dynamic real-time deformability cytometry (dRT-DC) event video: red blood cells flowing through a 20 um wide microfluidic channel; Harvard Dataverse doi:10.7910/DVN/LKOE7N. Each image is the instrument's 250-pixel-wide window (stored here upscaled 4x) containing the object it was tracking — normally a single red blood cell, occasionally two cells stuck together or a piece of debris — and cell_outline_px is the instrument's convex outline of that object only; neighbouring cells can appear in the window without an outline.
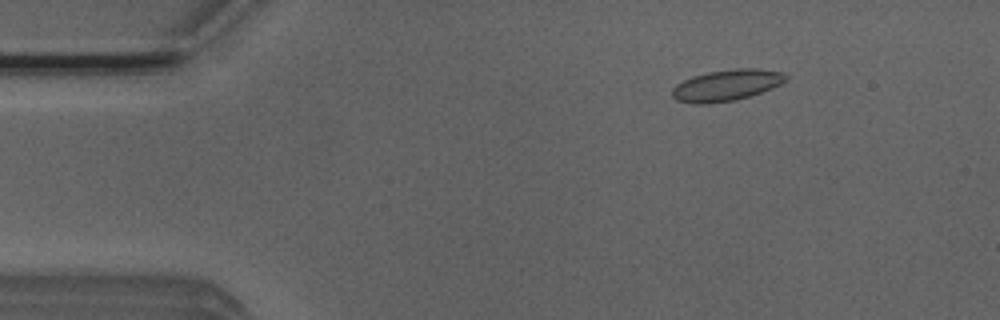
{"species": "Egyptian fruit bat (a non-hibernating species)", "species_latin": "Rousettus aegyptiacus", "temperature_condition": "room temperature", "stored_images_in_passage": 39, "camera_frame_rate_fps": 3000, "um_per_image_px": 0.085, "animal": {"sex": "male"}, "frame": {"image": 1, "passage_image": 1, "time_ms": 0.0, "image_size_px": [1000, 320], "cell_outline_px": [[788, 80], [772, 88], [736, 100], [708, 104], [692, 104], [676, 100], [672, 96], [672, 88], [676, 84], [692, 76], [708, 72], [736, 68], [756, 68], [784, 72], [788, 76]], "centroid_in_image_um": [61.75, 7.24], "position_along_channel_um": 23.2, "area_um2": 20.87}}
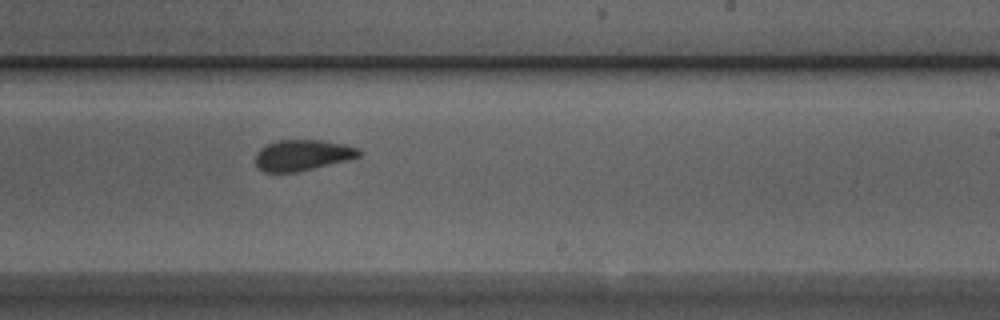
{"frame": {"image": 2, "passage_image": 25, "time_ms": 8.0, "image_size_px": [1000, 320], "cell_outline_px": [[364, 152], [360, 156], [348, 160], [296, 172], [264, 172], [256, 168], [256, 152], [260, 148], [268, 144], [280, 140], [320, 140], [344, 144], [360, 148]], "centroid_in_image_um": [25.73, 13.19], "position_along_channel_um": 263.3, "area_um2": 18.73}}
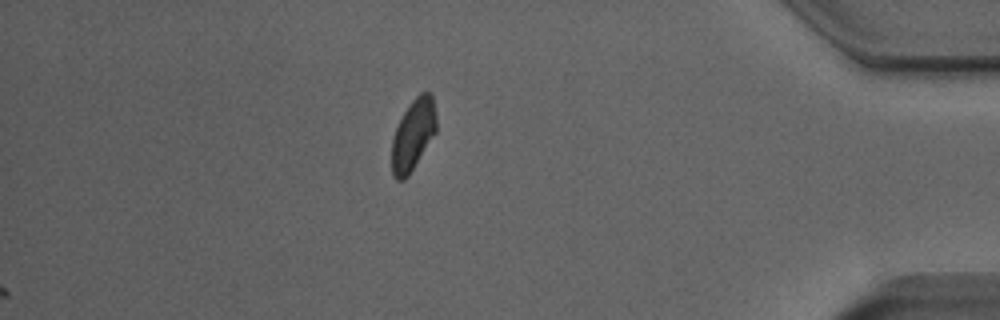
{"frame": {"image": 3, "passage_image": 39, "time_ms": 12.667, "image_size_px": [1000, 320], "cell_outline_px": [[436, 132], [408, 176], [404, 180], [396, 180], [392, 176], [392, 140], [396, 128], [404, 112], [412, 100], [420, 92], [432, 92], [436, 116]], "centroid_in_image_um": [35.12, 11.45], "position_along_channel_um": 400.1, "area_um2": 18.38}, "authors_computed_cell_mechanics": {"area_um2": 19.4786, "velocity_mm_per_s": 3.8784, "shape_relaxation_time_tau1_ms": 4.147, "shape_relaxation_time_tau2_ms": 1.5598, "deformation_change_tau1": 0.0968, "deformation_change_tau2": 0.0573}}